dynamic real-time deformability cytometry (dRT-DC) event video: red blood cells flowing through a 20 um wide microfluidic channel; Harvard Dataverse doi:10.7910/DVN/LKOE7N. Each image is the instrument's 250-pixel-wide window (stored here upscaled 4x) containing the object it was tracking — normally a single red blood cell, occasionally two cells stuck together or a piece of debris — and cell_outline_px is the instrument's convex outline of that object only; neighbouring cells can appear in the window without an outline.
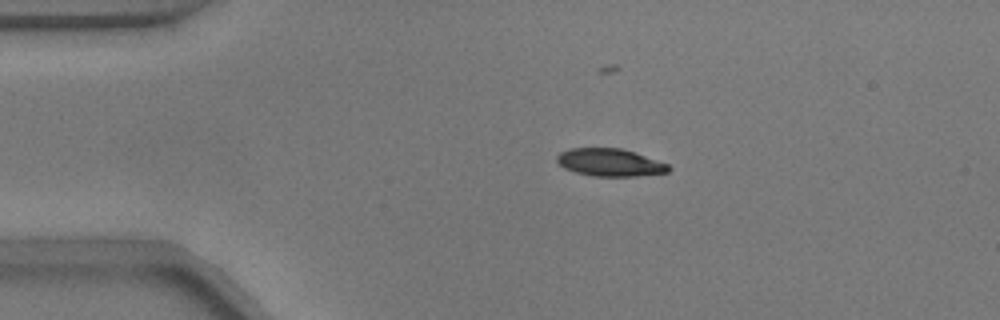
{"species": "common noctule bat (a hibernating species)", "species_latin": "Nyctalus noctula", "temperature_condition": "warm", "stored_images_in_passage": 53, "camera_frame_rate_fps": 3000, "um_per_image_px": 0.085, "animal": {"sex": "male", "body_mass_g": 17.9}, "frame": {"image": 1, "passage_image": 10, "time_ms": 3.0, "image_size_px": [1000, 320], "cell_outline_px": [[672, 168], [668, 172], [636, 176], [592, 176], [576, 172], [564, 168], [556, 160], [556, 156], [560, 152], [572, 148], [620, 148], [636, 152], [668, 164]], "centroid_in_image_um": [51.85, 13.8], "position_along_channel_um": 33.1, "area_um2": 17.98}}
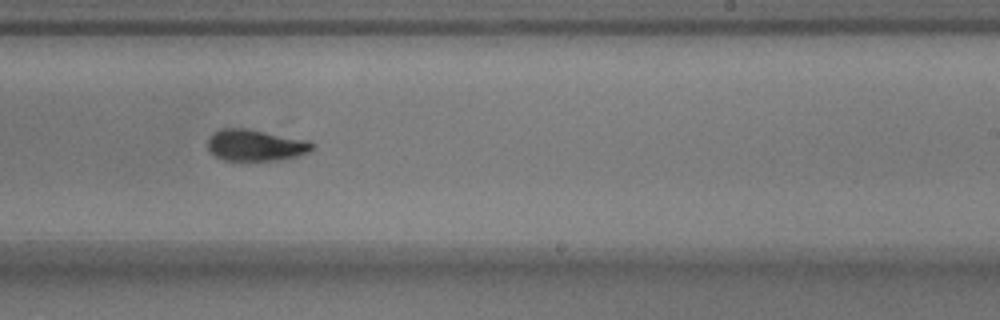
{"frame": {"image": 2, "passage_image": 32, "time_ms": 10.333, "image_size_px": [1000, 320], "cell_outline_px": [[316, 144], [308, 152], [296, 156], [280, 160], [224, 160], [216, 156], [208, 148], [208, 140], [212, 132], [220, 128], [244, 128], [308, 140]], "centroid_in_image_um": [21.71, 12.33], "position_along_channel_um": 267.3, "area_um2": 19.02}}
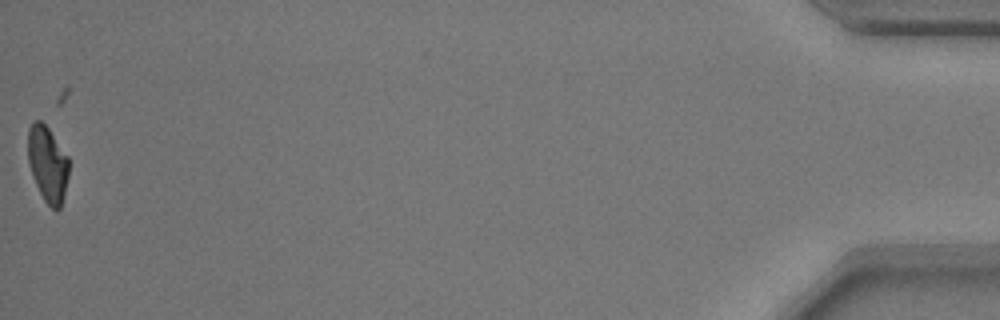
{"frame": {"image": 3, "passage_image": 53, "time_ms": 17.333, "image_size_px": [1000, 320], "cell_outline_px": [[68, 176], [60, 208], [52, 208], [44, 200], [32, 176], [28, 164], [28, 128], [32, 120], [40, 120], [48, 128], [68, 156]], "centroid_in_image_um": [4.02, 13.89], "position_along_channel_um": 431.2, "area_um2": 17.92}}